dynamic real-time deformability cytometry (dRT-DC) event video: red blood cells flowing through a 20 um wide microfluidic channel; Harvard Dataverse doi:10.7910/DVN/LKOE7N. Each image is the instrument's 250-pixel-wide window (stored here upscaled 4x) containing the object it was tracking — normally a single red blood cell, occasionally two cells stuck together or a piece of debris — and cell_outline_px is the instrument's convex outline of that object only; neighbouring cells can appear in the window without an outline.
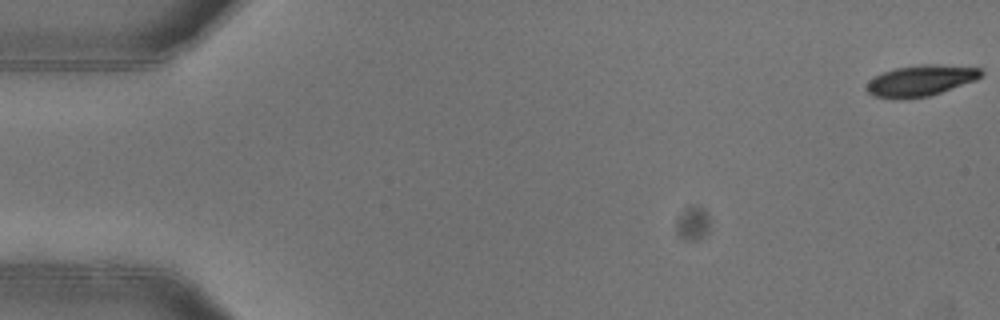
{"species": "common noctule bat (a hibernating species)", "species_latin": "Nyctalus noctula", "temperature_condition": "warm", "stored_images_in_passage": 11, "camera_frame_rate_fps": 3000, "um_per_image_px": 0.085, "animal": {"sex": "female"}, "frame": {"image": 1, "passage_image": 1, "time_ms": 0.0, "image_size_px": [1000, 320], "cell_outline_px": [[984, 72], [976, 80], [928, 96], [876, 96], [868, 92], [864, 88], [868, 80], [884, 72], [896, 68], [920, 64], [936, 64], [980, 68]], "centroid_in_image_um": [78.29, 6.8], "position_along_channel_um": 6.7, "area_um2": 19.88}}